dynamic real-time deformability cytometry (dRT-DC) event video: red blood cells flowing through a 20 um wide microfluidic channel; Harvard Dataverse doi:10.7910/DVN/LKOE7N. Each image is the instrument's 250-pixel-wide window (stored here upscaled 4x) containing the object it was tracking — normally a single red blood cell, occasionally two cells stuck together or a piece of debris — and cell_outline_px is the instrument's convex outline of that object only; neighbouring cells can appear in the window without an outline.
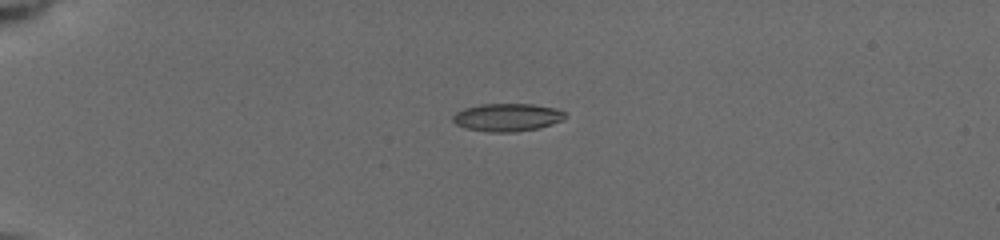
{"species": "common noctule bat (a hibernating species)", "species_latin": "Nyctalus noctula", "temperature_condition": "cold", "stored_images_in_passage": 54, "camera_frame_rate_fps": 3000, "um_per_image_px": 0.085, "animal": {"sex": "female", "body_mass_g": 19.5, "forearm_length_mm": 54.1}, "frame": {"image": 1, "passage_image": 1, "time_ms": 0.0, "image_size_px": [1000, 240], "cell_outline_px": [[568, 116], [552, 124], [536, 128], [516, 132], [488, 132], [468, 128], [456, 124], [452, 120], [452, 116], [456, 112], [464, 108], [480, 104], [532, 104], [556, 108], [564, 112]], "centroid_in_image_um": [43.1, 9.97], "position_along_channel_um": 41.9, "area_um2": 18.15}}
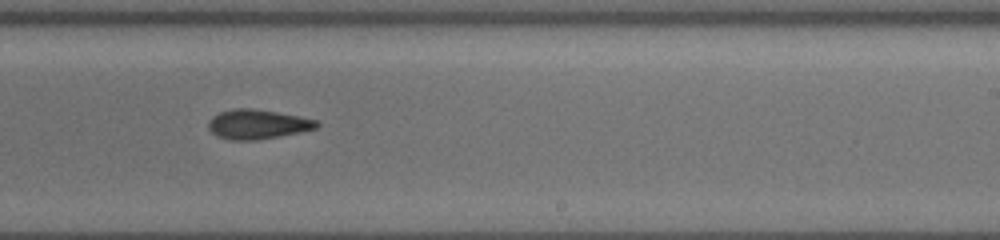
{"frame": {"image": 2, "passage_image": 33, "time_ms": 7.0, "image_size_px": [1000, 240], "cell_outline_px": [[320, 124], [316, 128], [256, 140], [228, 140], [216, 136], [208, 128], [208, 120], [212, 116], [220, 112], [232, 108], [252, 108], [300, 116], [316, 120]], "centroid_in_image_um": [21.82, 10.55], "position_along_channel_um": 267.2, "area_um2": 18.5}}
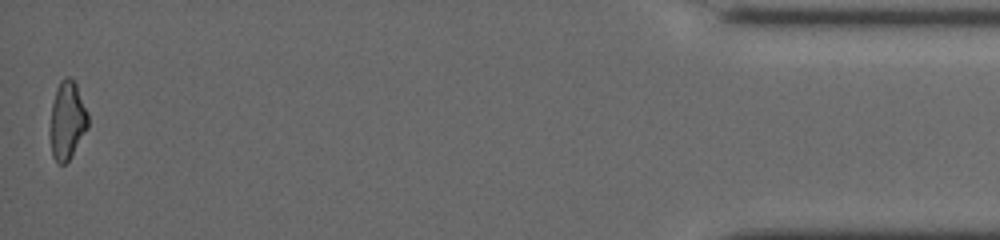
{"frame": {"image": 3, "passage_image": 54, "time_ms": 13.0, "image_size_px": [1000, 240], "cell_outline_px": [[88, 128], [72, 156], [64, 164], [56, 164], [52, 156], [48, 132], [52, 104], [56, 88], [60, 80], [64, 76], [68, 76], [76, 84], [88, 112]], "centroid_in_image_um": [5.68, 10.27], "position_along_channel_um": 429.5, "area_um2": 17.74}, "authors_computed_cell_mechanics": {"area_um2": 18.4093, "velocity_mm_per_s": 3.9515, "shape_relaxation_time_tau1_ms": 6.961, "shape_relaxation_time_tau2_ms": 2.9528, "deformation_change_tau1": 0.183, "deformation_change_tau2": 0.0953}}